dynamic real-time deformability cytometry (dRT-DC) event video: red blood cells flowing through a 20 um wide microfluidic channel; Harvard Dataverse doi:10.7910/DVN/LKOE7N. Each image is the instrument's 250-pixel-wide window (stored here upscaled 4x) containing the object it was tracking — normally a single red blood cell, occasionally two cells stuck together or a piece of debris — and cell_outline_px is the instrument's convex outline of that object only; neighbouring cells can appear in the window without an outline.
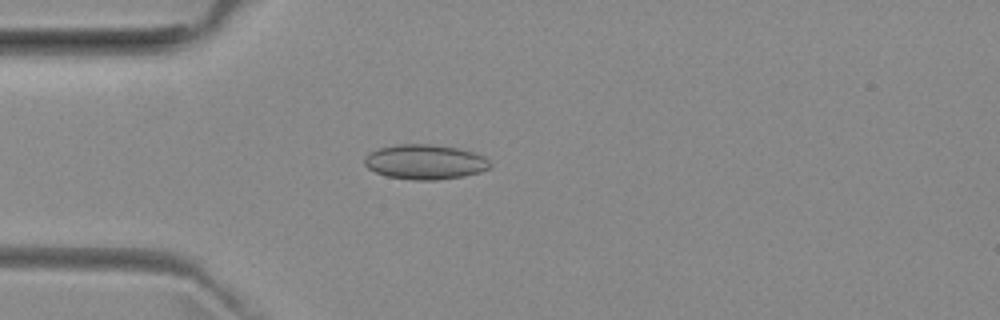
{"species": "common noctule bat (a hibernating species)", "species_latin": "Nyctalus noctula", "temperature_condition": "room temperature", "stored_images_in_passage": 51, "camera_frame_rate_fps": 3000, "um_per_image_px": 0.085, "animal": {"sex": "female", "body_mass_g": 29.2, "forearm_length_mm": 56.3}, "frame": {"image": 1, "passage_image": 13, "time_ms": 4.0, "image_size_px": [1000, 320], "cell_outline_px": [[492, 164], [488, 168], [480, 172], [464, 176], [436, 180], [412, 180], [384, 176], [368, 168], [364, 164], [364, 156], [368, 152], [376, 148], [396, 144], [432, 144], [456, 148], [476, 152], [484, 156]], "centroid_in_image_um": [36.09, 13.76], "position_along_channel_um": 48.9, "area_um2": 25.84}}
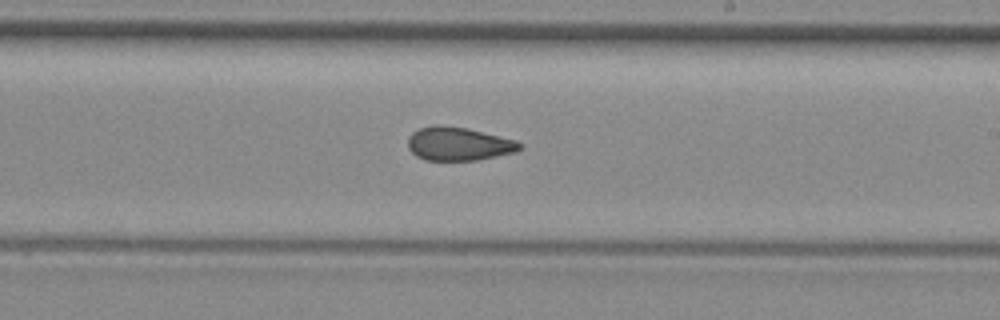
{"frame": {"image": 2, "passage_image": 29, "time_ms": 9.333, "image_size_px": [1000, 320], "cell_outline_px": [[524, 148], [516, 152], [476, 160], [424, 160], [416, 156], [408, 148], [408, 136], [412, 132], [420, 128], [436, 124], [468, 128], [516, 140], [524, 144]], "centroid_in_image_um": [39.0, 12.22], "position_along_channel_um": 250.0, "area_um2": 22.02}}
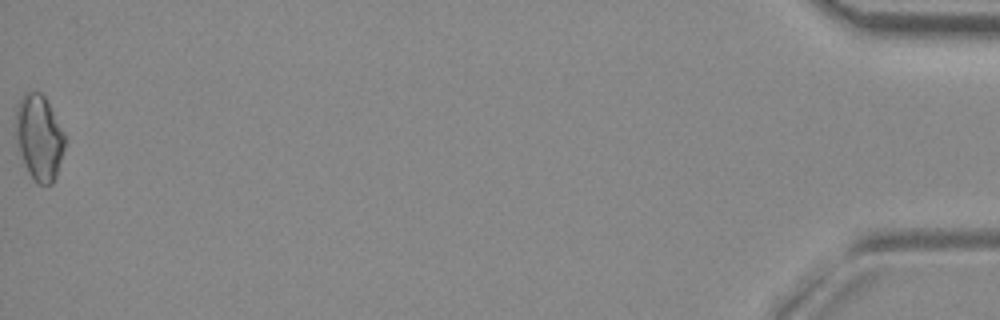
{"frame": {"image": 3, "passage_image": 51, "time_ms": 16.667, "image_size_px": [1000, 320], "cell_outline_px": [[64, 148], [56, 176], [52, 184], [36, 184], [28, 172], [16, 148], [16, 104], [24, 92], [28, 88], [40, 92], [44, 96], [64, 132]], "centroid_in_image_um": [3.28, 11.66], "position_along_channel_um": 431.9, "area_um2": 24.74}, "authors_computed_cell_mechanics": {"area_um2": 22.4842, "velocity_mm_per_s": 3.9751, "shape_relaxation_time_tau1_ms": null, "shape_relaxation_time_tau2_ms": 2.0804, "deformation_change_tau1": null, "deformation_change_tau2": 0.0772}}